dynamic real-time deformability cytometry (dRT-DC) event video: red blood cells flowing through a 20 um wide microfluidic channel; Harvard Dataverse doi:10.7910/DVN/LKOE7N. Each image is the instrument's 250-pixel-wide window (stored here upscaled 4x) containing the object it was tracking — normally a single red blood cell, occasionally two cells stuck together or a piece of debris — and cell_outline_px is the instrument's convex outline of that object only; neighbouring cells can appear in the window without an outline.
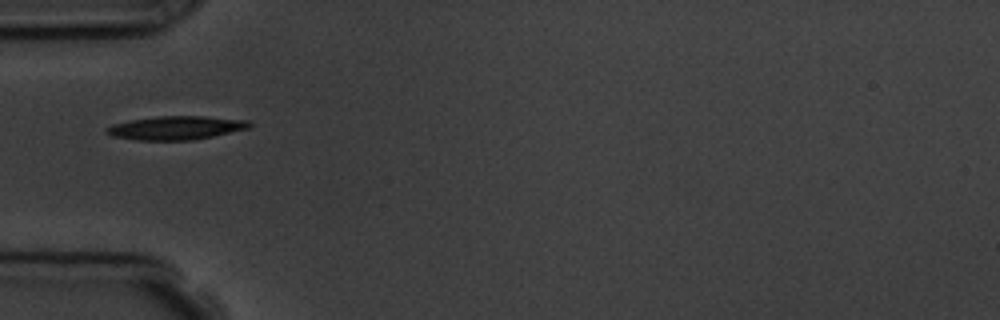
{"species": "common noctule bat (a hibernating species)", "species_latin": "Nyctalus noctula", "temperature_condition": "room temperature", "stored_images_in_passage": 5, "camera_frame_rate_fps": 3000, "um_per_image_px": 0.085, "animal": {"sex": "male", "body_mass_g": 19.5, "forearm_length_mm": 54.6}, "frame": {"image": 1, "passage_image": 2, "time_ms": 1.333, "image_size_px": [1000, 320], "cell_outline_px": [[252, 128], [192, 140], [136, 140], [112, 136], [104, 132], [104, 128], [112, 124], [128, 120], [160, 116], [204, 116], [248, 120], [252, 124]], "centroid_in_image_um": [14.94, 10.86], "position_along_channel_um": 70.1, "area_um2": 19.83}}